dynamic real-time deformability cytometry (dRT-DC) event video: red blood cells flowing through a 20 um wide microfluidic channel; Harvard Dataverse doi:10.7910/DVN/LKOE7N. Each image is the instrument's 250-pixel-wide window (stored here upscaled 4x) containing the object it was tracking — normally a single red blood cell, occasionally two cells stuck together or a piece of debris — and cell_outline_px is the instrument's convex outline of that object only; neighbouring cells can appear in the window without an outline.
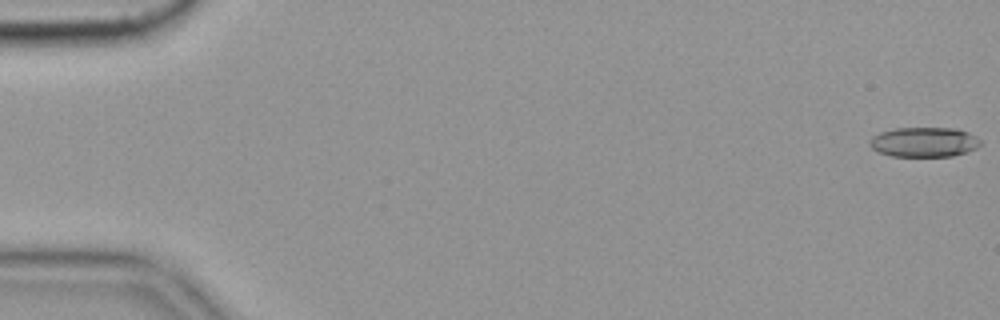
{"species": "common noctule bat (a hibernating species)", "species_latin": "Nyctalus noctula", "temperature_condition": "cold", "stored_images_in_passage": 13, "camera_frame_rate_fps": 3000, "um_per_image_px": 0.085, "animal": {"sex": "female", "body_mass_g": 19.9}, "frame": {"image": 1, "passage_image": 1, "time_ms": 0.0, "image_size_px": [1000, 320], "cell_outline_px": [[980, 144], [976, 148], [952, 156], [892, 156], [876, 152], [868, 144], [868, 140], [872, 136], [880, 132], [896, 128], [952, 128], [968, 132], [976, 136], [980, 140]], "centroid_in_image_um": [78.49, 12.07], "position_along_channel_um": 6.5, "area_um2": 19.25}}